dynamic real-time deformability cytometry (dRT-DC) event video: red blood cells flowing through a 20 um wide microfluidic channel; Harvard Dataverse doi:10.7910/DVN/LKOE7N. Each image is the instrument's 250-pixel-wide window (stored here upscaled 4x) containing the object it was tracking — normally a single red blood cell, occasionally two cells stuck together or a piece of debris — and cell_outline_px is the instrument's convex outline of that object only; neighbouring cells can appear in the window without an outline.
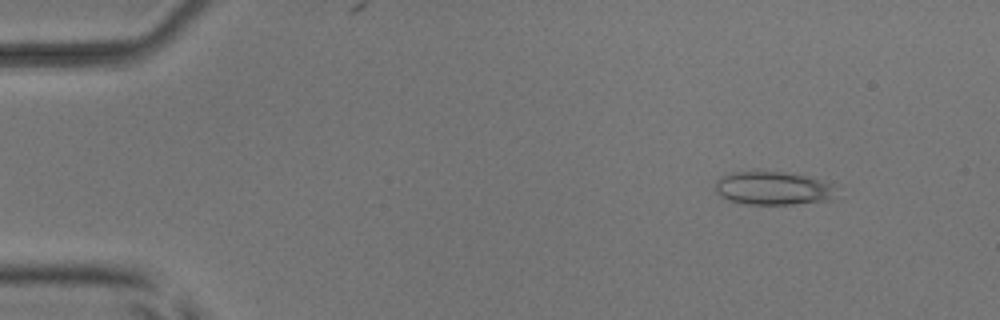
{"species": "common noctule bat (a hibernating species)", "species_latin": "Nyctalus noctula", "temperature_condition": "room temperature", "stored_images_in_passage": 5, "camera_frame_rate_fps": 3000, "um_per_image_px": 0.085, "animal": {"sex": "male", "body_mass_g": 17.9, "forearm_length_mm": 54.2}, "frame": {"image": 1, "passage_image": 1, "time_ms": 0.0, "image_size_px": [1000, 320], "cell_outline_px": [[832, 200], [792, 204], [744, 204], [728, 200], [720, 196], [716, 192], [716, 180], [720, 176], [728, 172], [784, 172], [804, 176], [820, 180], [832, 184]], "centroid_in_image_um": [65.62, 16.01], "position_along_channel_um": 19.4, "area_um2": 23.24}}
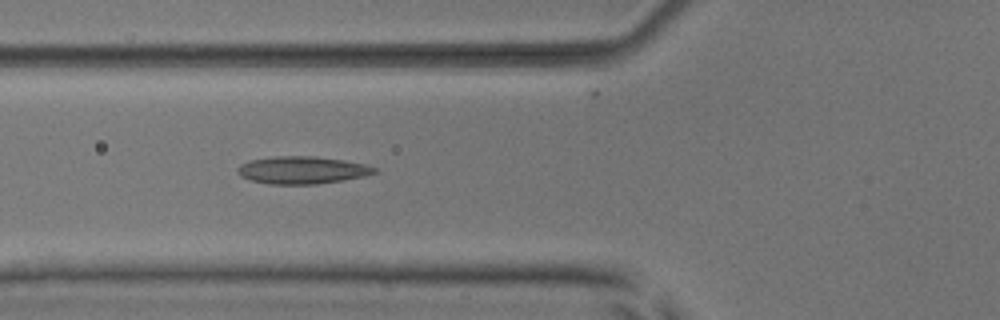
{"frame": {"image": 2, "passage_image": 5, "time_ms": 4.667, "image_size_px": [1000, 320], "cell_outline_px": [[380, 172], [364, 176], [344, 180], [316, 184], [268, 184], [248, 180], [240, 176], [236, 168], [240, 164], [252, 160], [276, 156], [316, 156], [344, 160], [364, 164], [380, 168]], "centroid_in_image_um": [25.72, 14.46], "position_along_channel_um": 100.1, "area_um2": 22.14}}